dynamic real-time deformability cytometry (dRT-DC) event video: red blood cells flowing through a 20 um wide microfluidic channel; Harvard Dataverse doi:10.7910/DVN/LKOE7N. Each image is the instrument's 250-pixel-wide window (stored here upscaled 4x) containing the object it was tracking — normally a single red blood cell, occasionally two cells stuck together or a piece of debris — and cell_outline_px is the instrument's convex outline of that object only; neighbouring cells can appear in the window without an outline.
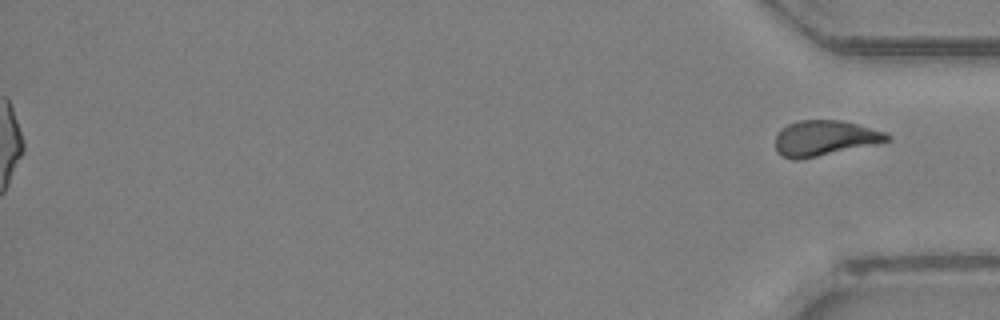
{"species": "Egyptian fruit bat (a non-hibernating species)", "species_latin": "Rousettus aegyptiacus", "temperature_condition": "room temperature", "stored_images_in_passage": 43, "segment_of_instrument_passage": [2, 2], "camera_frame_rate_fps": 3000, "um_per_image_px": 0.085, "animal": {"sex": "female"}, "frame": {"image": 1, "passage_image": 43, "time_ms": 14.0, "image_size_px": [1000, 320], "cell_outline_px": [[892, 136], [888, 140], [816, 156], [796, 160], [792, 160], [780, 156], [776, 152], [776, 132], [780, 128], [788, 124], [800, 120], [840, 120], [856, 124], [884, 132]], "centroid_in_image_um": [69.98, 11.73], "position_along_channel_um": 365.2, "area_um2": 22.54}}